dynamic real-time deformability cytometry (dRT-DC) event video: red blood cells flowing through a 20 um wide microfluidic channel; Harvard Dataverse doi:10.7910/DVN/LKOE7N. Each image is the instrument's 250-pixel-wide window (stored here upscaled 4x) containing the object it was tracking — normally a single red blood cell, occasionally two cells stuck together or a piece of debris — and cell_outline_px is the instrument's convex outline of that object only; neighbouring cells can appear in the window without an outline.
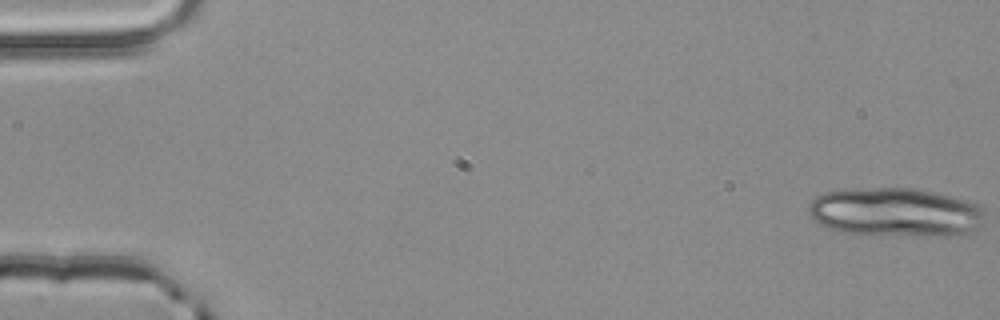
{"species": "common noctule bat (a hibernating species)", "species_latin": "Nyctalus noctula", "temperature_condition": "room temperature", "stored_images_in_passage": 3, "camera_frame_rate_fps": 3000, "um_per_image_px": 0.085, "animal": {"sex": "male", "body_mass_g": 20.4}, "frame": {"image": 1, "passage_image": 1, "time_ms": 0.0, "image_size_px": [1000, 320], "cell_outline_px": [[984, 228], [968, 236], [920, 236], [844, 232], [828, 228], [812, 220], [808, 212], [808, 204], [816, 196], [824, 192], [876, 188], [912, 188], [936, 192], [984, 204]], "centroid_in_image_um": [76.27, 18.06], "position_along_channel_um": 8.7, "area_um2": 51.21}}